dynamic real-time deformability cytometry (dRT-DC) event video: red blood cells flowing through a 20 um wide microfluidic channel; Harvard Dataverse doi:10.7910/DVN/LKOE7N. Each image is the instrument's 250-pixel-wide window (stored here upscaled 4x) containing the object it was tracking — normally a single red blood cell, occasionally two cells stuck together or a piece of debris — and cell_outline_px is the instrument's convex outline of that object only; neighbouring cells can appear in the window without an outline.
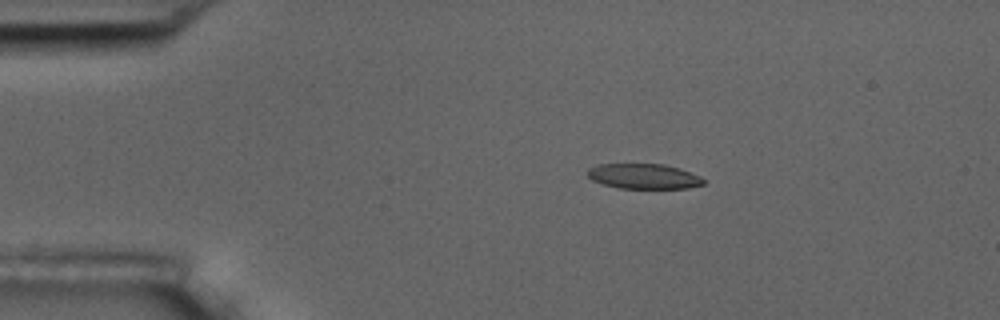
{"species": "common noctule bat (a hibernating species)", "species_latin": "Nyctalus noctula", "temperature_condition": "room temperature", "stored_images_in_passage": 48, "camera_frame_rate_fps": 3000, "um_per_image_px": 0.085, "animal": {"sex": "male", "body_mass_g": 17.5, "forearm_length_mm": 52.3}, "frame": {"image": 1, "passage_image": 2, "time_ms": 0.333, "image_size_px": [1000, 320], "cell_outline_px": [[704, 184], [688, 188], [620, 188], [604, 184], [592, 180], [584, 172], [588, 168], [596, 164], [664, 164], [680, 168], [700, 176], [704, 180]], "centroid_in_image_um": [54.69, 14.97], "position_along_channel_um": 30.3, "area_um2": 17.05}}
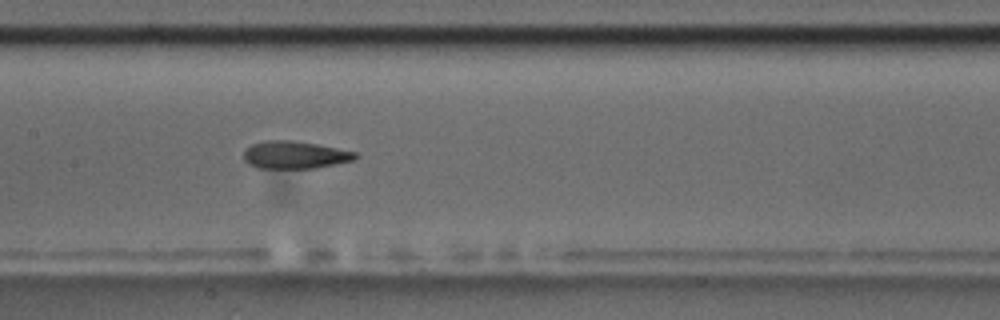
{"frame": {"image": 2, "passage_image": 19, "time_ms": 6.0, "image_size_px": [1000, 320], "cell_outline_px": [[360, 156], [356, 160], [316, 168], [256, 168], [248, 164], [244, 160], [244, 148], [252, 144], [264, 140], [292, 140], [316, 144], [356, 152]], "centroid_in_image_um": [25.05, 13.17], "position_along_channel_um": 182.3, "area_um2": 18.15}}
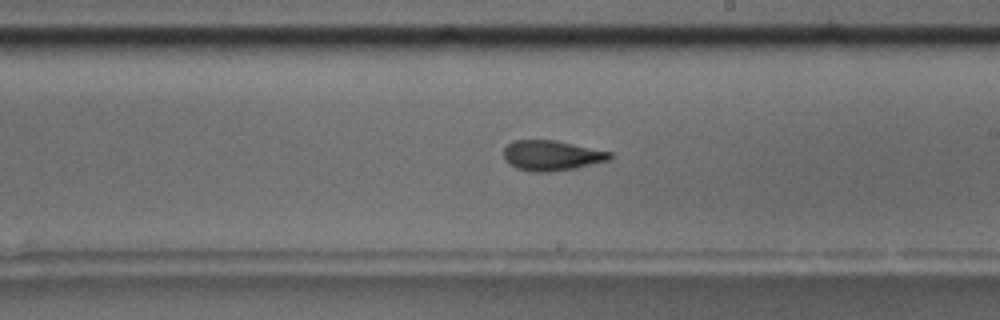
{"frame": {"image": 3, "passage_image": 24, "time_ms": 7.667, "image_size_px": [1000, 320], "cell_outline_px": [[612, 156], [608, 160], [576, 168], [548, 172], [532, 172], [516, 168], [508, 164], [504, 160], [504, 148], [512, 140], [556, 140], [612, 152]], "centroid_in_image_um": [46.86, 13.22], "position_along_channel_um": 242.1, "area_um2": 18.79}, "authors_computed_cell_mechanics": {"area_um2": 18.785, "velocity_mm_per_s": 3.6003, "shape_relaxation_time_tau1_ms": null, "shape_relaxation_time_tau2_ms": 2.8657, "deformation_change_tau1": null, "deformation_change_tau2": 0.1085}}